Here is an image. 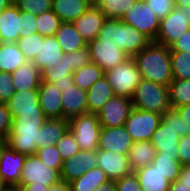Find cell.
<instances>
[{
    "label": "cell",
    "instance_id": "13",
    "mask_svg": "<svg viewBox=\"0 0 190 191\" xmlns=\"http://www.w3.org/2000/svg\"><path fill=\"white\" fill-rule=\"evenodd\" d=\"M95 167H97V151L80 150L73 157L63 161L61 180L70 183Z\"/></svg>",
    "mask_w": 190,
    "mask_h": 191
},
{
    "label": "cell",
    "instance_id": "50",
    "mask_svg": "<svg viewBox=\"0 0 190 191\" xmlns=\"http://www.w3.org/2000/svg\"><path fill=\"white\" fill-rule=\"evenodd\" d=\"M116 181V191H143L134 172Z\"/></svg>",
    "mask_w": 190,
    "mask_h": 191
},
{
    "label": "cell",
    "instance_id": "43",
    "mask_svg": "<svg viewBox=\"0 0 190 191\" xmlns=\"http://www.w3.org/2000/svg\"><path fill=\"white\" fill-rule=\"evenodd\" d=\"M36 155L44 164H47L59 172L61 171L63 159L61 158L56 145L46 148H39L37 149Z\"/></svg>",
    "mask_w": 190,
    "mask_h": 191
},
{
    "label": "cell",
    "instance_id": "11",
    "mask_svg": "<svg viewBox=\"0 0 190 191\" xmlns=\"http://www.w3.org/2000/svg\"><path fill=\"white\" fill-rule=\"evenodd\" d=\"M133 108L132 99L115 95L97 113L101 127L124 126Z\"/></svg>",
    "mask_w": 190,
    "mask_h": 191
},
{
    "label": "cell",
    "instance_id": "46",
    "mask_svg": "<svg viewBox=\"0 0 190 191\" xmlns=\"http://www.w3.org/2000/svg\"><path fill=\"white\" fill-rule=\"evenodd\" d=\"M159 20L175 9L174 0H144Z\"/></svg>",
    "mask_w": 190,
    "mask_h": 191
},
{
    "label": "cell",
    "instance_id": "25",
    "mask_svg": "<svg viewBox=\"0 0 190 191\" xmlns=\"http://www.w3.org/2000/svg\"><path fill=\"white\" fill-rule=\"evenodd\" d=\"M139 185L143 191H168L170 181L150 163L134 171Z\"/></svg>",
    "mask_w": 190,
    "mask_h": 191
},
{
    "label": "cell",
    "instance_id": "6",
    "mask_svg": "<svg viewBox=\"0 0 190 191\" xmlns=\"http://www.w3.org/2000/svg\"><path fill=\"white\" fill-rule=\"evenodd\" d=\"M69 129L80 150H98L101 125L97 114L86 113L70 118Z\"/></svg>",
    "mask_w": 190,
    "mask_h": 191
},
{
    "label": "cell",
    "instance_id": "9",
    "mask_svg": "<svg viewBox=\"0 0 190 191\" xmlns=\"http://www.w3.org/2000/svg\"><path fill=\"white\" fill-rule=\"evenodd\" d=\"M121 20L135 27L139 32L144 33L152 41H155L159 31L160 20L144 0H135L134 6L124 14Z\"/></svg>",
    "mask_w": 190,
    "mask_h": 191
},
{
    "label": "cell",
    "instance_id": "60",
    "mask_svg": "<svg viewBox=\"0 0 190 191\" xmlns=\"http://www.w3.org/2000/svg\"><path fill=\"white\" fill-rule=\"evenodd\" d=\"M13 3L12 0H0V12L9 7Z\"/></svg>",
    "mask_w": 190,
    "mask_h": 191
},
{
    "label": "cell",
    "instance_id": "39",
    "mask_svg": "<svg viewBox=\"0 0 190 191\" xmlns=\"http://www.w3.org/2000/svg\"><path fill=\"white\" fill-rule=\"evenodd\" d=\"M62 21L59 16L51 9L41 13L36 18V29L40 35L54 36Z\"/></svg>",
    "mask_w": 190,
    "mask_h": 191
},
{
    "label": "cell",
    "instance_id": "21",
    "mask_svg": "<svg viewBox=\"0 0 190 191\" xmlns=\"http://www.w3.org/2000/svg\"><path fill=\"white\" fill-rule=\"evenodd\" d=\"M11 78L16 91L38 89L42 80V72L34 61L26 60L11 73Z\"/></svg>",
    "mask_w": 190,
    "mask_h": 191
},
{
    "label": "cell",
    "instance_id": "41",
    "mask_svg": "<svg viewBox=\"0 0 190 191\" xmlns=\"http://www.w3.org/2000/svg\"><path fill=\"white\" fill-rule=\"evenodd\" d=\"M57 149L61 155L63 161L73 157L80 151V147L77 144L74 135L68 129L65 134L61 137V139L56 144Z\"/></svg>",
    "mask_w": 190,
    "mask_h": 191
},
{
    "label": "cell",
    "instance_id": "55",
    "mask_svg": "<svg viewBox=\"0 0 190 191\" xmlns=\"http://www.w3.org/2000/svg\"><path fill=\"white\" fill-rule=\"evenodd\" d=\"M47 191H71L70 183L60 180L51 185Z\"/></svg>",
    "mask_w": 190,
    "mask_h": 191
},
{
    "label": "cell",
    "instance_id": "59",
    "mask_svg": "<svg viewBox=\"0 0 190 191\" xmlns=\"http://www.w3.org/2000/svg\"><path fill=\"white\" fill-rule=\"evenodd\" d=\"M0 191H22L21 186L18 185H4Z\"/></svg>",
    "mask_w": 190,
    "mask_h": 191
},
{
    "label": "cell",
    "instance_id": "29",
    "mask_svg": "<svg viewBox=\"0 0 190 191\" xmlns=\"http://www.w3.org/2000/svg\"><path fill=\"white\" fill-rule=\"evenodd\" d=\"M54 37L62 48L63 53L68 54L87 46L86 41L76 30L74 24L70 22H62Z\"/></svg>",
    "mask_w": 190,
    "mask_h": 191
},
{
    "label": "cell",
    "instance_id": "63",
    "mask_svg": "<svg viewBox=\"0 0 190 191\" xmlns=\"http://www.w3.org/2000/svg\"><path fill=\"white\" fill-rule=\"evenodd\" d=\"M6 145V140H0V157H1V152L4 146Z\"/></svg>",
    "mask_w": 190,
    "mask_h": 191
},
{
    "label": "cell",
    "instance_id": "32",
    "mask_svg": "<svg viewBox=\"0 0 190 191\" xmlns=\"http://www.w3.org/2000/svg\"><path fill=\"white\" fill-rule=\"evenodd\" d=\"M26 60L16 43L0 42V71L12 73Z\"/></svg>",
    "mask_w": 190,
    "mask_h": 191
},
{
    "label": "cell",
    "instance_id": "22",
    "mask_svg": "<svg viewBox=\"0 0 190 191\" xmlns=\"http://www.w3.org/2000/svg\"><path fill=\"white\" fill-rule=\"evenodd\" d=\"M68 129V119L47 118L38 131L37 149L55 146Z\"/></svg>",
    "mask_w": 190,
    "mask_h": 191
},
{
    "label": "cell",
    "instance_id": "27",
    "mask_svg": "<svg viewBox=\"0 0 190 191\" xmlns=\"http://www.w3.org/2000/svg\"><path fill=\"white\" fill-rule=\"evenodd\" d=\"M63 51L54 36L44 37L41 41V48L35 59V65L42 71L45 68H52L58 64L62 58Z\"/></svg>",
    "mask_w": 190,
    "mask_h": 191
},
{
    "label": "cell",
    "instance_id": "7",
    "mask_svg": "<svg viewBox=\"0 0 190 191\" xmlns=\"http://www.w3.org/2000/svg\"><path fill=\"white\" fill-rule=\"evenodd\" d=\"M190 29V5L176 6L166 17L160 20L155 42L170 46Z\"/></svg>",
    "mask_w": 190,
    "mask_h": 191
},
{
    "label": "cell",
    "instance_id": "4",
    "mask_svg": "<svg viewBox=\"0 0 190 191\" xmlns=\"http://www.w3.org/2000/svg\"><path fill=\"white\" fill-rule=\"evenodd\" d=\"M132 103L136 109L154 112L161 116L172 108L169 88L144 79L137 85Z\"/></svg>",
    "mask_w": 190,
    "mask_h": 191
},
{
    "label": "cell",
    "instance_id": "23",
    "mask_svg": "<svg viewBox=\"0 0 190 191\" xmlns=\"http://www.w3.org/2000/svg\"><path fill=\"white\" fill-rule=\"evenodd\" d=\"M6 104L13 118L19 113L43 111L39 105L38 89L16 91Z\"/></svg>",
    "mask_w": 190,
    "mask_h": 191
},
{
    "label": "cell",
    "instance_id": "2",
    "mask_svg": "<svg viewBox=\"0 0 190 191\" xmlns=\"http://www.w3.org/2000/svg\"><path fill=\"white\" fill-rule=\"evenodd\" d=\"M46 119L43 111L19 113L13 118L6 145L15 152L36 155L38 131Z\"/></svg>",
    "mask_w": 190,
    "mask_h": 191
},
{
    "label": "cell",
    "instance_id": "12",
    "mask_svg": "<svg viewBox=\"0 0 190 191\" xmlns=\"http://www.w3.org/2000/svg\"><path fill=\"white\" fill-rule=\"evenodd\" d=\"M91 61L97 64L104 72L125 63L131 57L117 45L98 44L95 40L87 43Z\"/></svg>",
    "mask_w": 190,
    "mask_h": 191
},
{
    "label": "cell",
    "instance_id": "30",
    "mask_svg": "<svg viewBox=\"0 0 190 191\" xmlns=\"http://www.w3.org/2000/svg\"><path fill=\"white\" fill-rule=\"evenodd\" d=\"M155 155L156 150L149 140L133 142L127 154L131 170L134 172L152 163Z\"/></svg>",
    "mask_w": 190,
    "mask_h": 191
},
{
    "label": "cell",
    "instance_id": "18",
    "mask_svg": "<svg viewBox=\"0 0 190 191\" xmlns=\"http://www.w3.org/2000/svg\"><path fill=\"white\" fill-rule=\"evenodd\" d=\"M38 94L46 118H63L62 91L55 84L41 80Z\"/></svg>",
    "mask_w": 190,
    "mask_h": 191
},
{
    "label": "cell",
    "instance_id": "49",
    "mask_svg": "<svg viewBox=\"0 0 190 191\" xmlns=\"http://www.w3.org/2000/svg\"><path fill=\"white\" fill-rule=\"evenodd\" d=\"M20 16H21V31L19 32L20 37H26L36 33L37 16L35 14L25 11H20Z\"/></svg>",
    "mask_w": 190,
    "mask_h": 191
},
{
    "label": "cell",
    "instance_id": "5",
    "mask_svg": "<svg viewBox=\"0 0 190 191\" xmlns=\"http://www.w3.org/2000/svg\"><path fill=\"white\" fill-rule=\"evenodd\" d=\"M104 76L111 84L115 95L132 99L137 85L142 80L140 71L131 57L125 63L104 72Z\"/></svg>",
    "mask_w": 190,
    "mask_h": 191
},
{
    "label": "cell",
    "instance_id": "61",
    "mask_svg": "<svg viewBox=\"0 0 190 191\" xmlns=\"http://www.w3.org/2000/svg\"><path fill=\"white\" fill-rule=\"evenodd\" d=\"M175 6H188L190 5V0H174Z\"/></svg>",
    "mask_w": 190,
    "mask_h": 191
},
{
    "label": "cell",
    "instance_id": "53",
    "mask_svg": "<svg viewBox=\"0 0 190 191\" xmlns=\"http://www.w3.org/2000/svg\"><path fill=\"white\" fill-rule=\"evenodd\" d=\"M186 125V131H190V103L174 108Z\"/></svg>",
    "mask_w": 190,
    "mask_h": 191
},
{
    "label": "cell",
    "instance_id": "40",
    "mask_svg": "<svg viewBox=\"0 0 190 191\" xmlns=\"http://www.w3.org/2000/svg\"><path fill=\"white\" fill-rule=\"evenodd\" d=\"M41 41H44V36L36 32L30 36L19 37L16 44L24 57L33 61L41 48Z\"/></svg>",
    "mask_w": 190,
    "mask_h": 191
},
{
    "label": "cell",
    "instance_id": "3",
    "mask_svg": "<svg viewBox=\"0 0 190 191\" xmlns=\"http://www.w3.org/2000/svg\"><path fill=\"white\" fill-rule=\"evenodd\" d=\"M94 40L98 44L117 45L130 57L139 53L152 42L144 33L120 19H107L98 37Z\"/></svg>",
    "mask_w": 190,
    "mask_h": 191
},
{
    "label": "cell",
    "instance_id": "10",
    "mask_svg": "<svg viewBox=\"0 0 190 191\" xmlns=\"http://www.w3.org/2000/svg\"><path fill=\"white\" fill-rule=\"evenodd\" d=\"M161 121L162 116L157 113L133 108L124 126L133 142L148 141Z\"/></svg>",
    "mask_w": 190,
    "mask_h": 191
},
{
    "label": "cell",
    "instance_id": "56",
    "mask_svg": "<svg viewBox=\"0 0 190 191\" xmlns=\"http://www.w3.org/2000/svg\"><path fill=\"white\" fill-rule=\"evenodd\" d=\"M95 191H116V181L108 180L101 184Z\"/></svg>",
    "mask_w": 190,
    "mask_h": 191
},
{
    "label": "cell",
    "instance_id": "28",
    "mask_svg": "<svg viewBox=\"0 0 190 191\" xmlns=\"http://www.w3.org/2000/svg\"><path fill=\"white\" fill-rule=\"evenodd\" d=\"M114 96L113 88L105 76L95 81L87 90L88 113L97 114L103 105Z\"/></svg>",
    "mask_w": 190,
    "mask_h": 191
},
{
    "label": "cell",
    "instance_id": "38",
    "mask_svg": "<svg viewBox=\"0 0 190 191\" xmlns=\"http://www.w3.org/2000/svg\"><path fill=\"white\" fill-rule=\"evenodd\" d=\"M173 79H190V52L170 51Z\"/></svg>",
    "mask_w": 190,
    "mask_h": 191
},
{
    "label": "cell",
    "instance_id": "19",
    "mask_svg": "<svg viewBox=\"0 0 190 191\" xmlns=\"http://www.w3.org/2000/svg\"><path fill=\"white\" fill-rule=\"evenodd\" d=\"M62 91L63 119L88 113L87 91L78 86L60 88Z\"/></svg>",
    "mask_w": 190,
    "mask_h": 191
},
{
    "label": "cell",
    "instance_id": "1",
    "mask_svg": "<svg viewBox=\"0 0 190 191\" xmlns=\"http://www.w3.org/2000/svg\"><path fill=\"white\" fill-rule=\"evenodd\" d=\"M132 58L142 79L166 87L172 82L171 54L168 46L152 41Z\"/></svg>",
    "mask_w": 190,
    "mask_h": 191
},
{
    "label": "cell",
    "instance_id": "34",
    "mask_svg": "<svg viewBox=\"0 0 190 191\" xmlns=\"http://www.w3.org/2000/svg\"><path fill=\"white\" fill-rule=\"evenodd\" d=\"M152 164L170 181L174 182L179 179L182 164L178 159V155H162L156 152Z\"/></svg>",
    "mask_w": 190,
    "mask_h": 191
},
{
    "label": "cell",
    "instance_id": "48",
    "mask_svg": "<svg viewBox=\"0 0 190 191\" xmlns=\"http://www.w3.org/2000/svg\"><path fill=\"white\" fill-rule=\"evenodd\" d=\"M13 117L6 103H0V140H6L12 127Z\"/></svg>",
    "mask_w": 190,
    "mask_h": 191
},
{
    "label": "cell",
    "instance_id": "58",
    "mask_svg": "<svg viewBox=\"0 0 190 191\" xmlns=\"http://www.w3.org/2000/svg\"><path fill=\"white\" fill-rule=\"evenodd\" d=\"M168 191H188V189L179 180L170 183Z\"/></svg>",
    "mask_w": 190,
    "mask_h": 191
},
{
    "label": "cell",
    "instance_id": "64",
    "mask_svg": "<svg viewBox=\"0 0 190 191\" xmlns=\"http://www.w3.org/2000/svg\"><path fill=\"white\" fill-rule=\"evenodd\" d=\"M4 185L2 184L1 180H0V189L3 187Z\"/></svg>",
    "mask_w": 190,
    "mask_h": 191
},
{
    "label": "cell",
    "instance_id": "57",
    "mask_svg": "<svg viewBox=\"0 0 190 191\" xmlns=\"http://www.w3.org/2000/svg\"><path fill=\"white\" fill-rule=\"evenodd\" d=\"M50 186L43 185H22L21 190L22 191H47Z\"/></svg>",
    "mask_w": 190,
    "mask_h": 191
},
{
    "label": "cell",
    "instance_id": "51",
    "mask_svg": "<svg viewBox=\"0 0 190 191\" xmlns=\"http://www.w3.org/2000/svg\"><path fill=\"white\" fill-rule=\"evenodd\" d=\"M178 159L183 167L190 165V133L180 137L178 142Z\"/></svg>",
    "mask_w": 190,
    "mask_h": 191
},
{
    "label": "cell",
    "instance_id": "15",
    "mask_svg": "<svg viewBox=\"0 0 190 191\" xmlns=\"http://www.w3.org/2000/svg\"><path fill=\"white\" fill-rule=\"evenodd\" d=\"M26 155L4 146L0 157V180L3 185H19Z\"/></svg>",
    "mask_w": 190,
    "mask_h": 191
},
{
    "label": "cell",
    "instance_id": "44",
    "mask_svg": "<svg viewBox=\"0 0 190 191\" xmlns=\"http://www.w3.org/2000/svg\"><path fill=\"white\" fill-rule=\"evenodd\" d=\"M161 122L165 126H169V128H172L174 131L179 133L180 136H185L190 133V131H186V125L183 119L179 116L178 112L174 108L164 112Z\"/></svg>",
    "mask_w": 190,
    "mask_h": 191
},
{
    "label": "cell",
    "instance_id": "16",
    "mask_svg": "<svg viewBox=\"0 0 190 191\" xmlns=\"http://www.w3.org/2000/svg\"><path fill=\"white\" fill-rule=\"evenodd\" d=\"M133 140L125 126L101 127L98 150H108L121 154H128Z\"/></svg>",
    "mask_w": 190,
    "mask_h": 191
},
{
    "label": "cell",
    "instance_id": "33",
    "mask_svg": "<svg viewBox=\"0 0 190 191\" xmlns=\"http://www.w3.org/2000/svg\"><path fill=\"white\" fill-rule=\"evenodd\" d=\"M109 178L99 167L87 170L79 178L70 182L71 191H95L101 184L107 182Z\"/></svg>",
    "mask_w": 190,
    "mask_h": 191
},
{
    "label": "cell",
    "instance_id": "31",
    "mask_svg": "<svg viewBox=\"0 0 190 191\" xmlns=\"http://www.w3.org/2000/svg\"><path fill=\"white\" fill-rule=\"evenodd\" d=\"M90 5L84 0H53L52 10L62 22L75 21Z\"/></svg>",
    "mask_w": 190,
    "mask_h": 191
},
{
    "label": "cell",
    "instance_id": "54",
    "mask_svg": "<svg viewBox=\"0 0 190 191\" xmlns=\"http://www.w3.org/2000/svg\"><path fill=\"white\" fill-rule=\"evenodd\" d=\"M178 180L190 191V165L182 167Z\"/></svg>",
    "mask_w": 190,
    "mask_h": 191
},
{
    "label": "cell",
    "instance_id": "26",
    "mask_svg": "<svg viewBox=\"0 0 190 191\" xmlns=\"http://www.w3.org/2000/svg\"><path fill=\"white\" fill-rule=\"evenodd\" d=\"M180 137L179 133L161 122L149 141L153 144L156 152L162 155H178Z\"/></svg>",
    "mask_w": 190,
    "mask_h": 191
},
{
    "label": "cell",
    "instance_id": "17",
    "mask_svg": "<svg viewBox=\"0 0 190 191\" xmlns=\"http://www.w3.org/2000/svg\"><path fill=\"white\" fill-rule=\"evenodd\" d=\"M106 20V16L97 6H90L72 23L86 43H89L98 37Z\"/></svg>",
    "mask_w": 190,
    "mask_h": 191
},
{
    "label": "cell",
    "instance_id": "47",
    "mask_svg": "<svg viewBox=\"0 0 190 191\" xmlns=\"http://www.w3.org/2000/svg\"><path fill=\"white\" fill-rule=\"evenodd\" d=\"M15 92L11 73L0 71V103H7Z\"/></svg>",
    "mask_w": 190,
    "mask_h": 191
},
{
    "label": "cell",
    "instance_id": "37",
    "mask_svg": "<svg viewBox=\"0 0 190 191\" xmlns=\"http://www.w3.org/2000/svg\"><path fill=\"white\" fill-rule=\"evenodd\" d=\"M135 0H99L97 7L107 19H120L134 6Z\"/></svg>",
    "mask_w": 190,
    "mask_h": 191
},
{
    "label": "cell",
    "instance_id": "20",
    "mask_svg": "<svg viewBox=\"0 0 190 191\" xmlns=\"http://www.w3.org/2000/svg\"><path fill=\"white\" fill-rule=\"evenodd\" d=\"M21 16L18 7L12 3L0 12V42L16 43L20 37Z\"/></svg>",
    "mask_w": 190,
    "mask_h": 191
},
{
    "label": "cell",
    "instance_id": "62",
    "mask_svg": "<svg viewBox=\"0 0 190 191\" xmlns=\"http://www.w3.org/2000/svg\"><path fill=\"white\" fill-rule=\"evenodd\" d=\"M86 3H88L90 6H97L99 0H84Z\"/></svg>",
    "mask_w": 190,
    "mask_h": 191
},
{
    "label": "cell",
    "instance_id": "45",
    "mask_svg": "<svg viewBox=\"0 0 190 191\" xmlns=\"http://www.w3.org/2000/svg\"><path fill=\"white\" fill-rule=\"evenodd\" d=\"M91 62L92 61L89 54L88 46L68 53V63L74 71L86 66L87 64H90Z\"/></svg>",
    "mask_w": 190,
    "mask_h": 191
},
{
    "label": "cell",
    "instance_id": "14",
    "mask_svg": "<svg viewBox=\"0 0 190 191\" xmlns=\"http://www.w3.org/2000/svg\"><path fill=\"white\" fill-rule=\"evenodd\" d=\"M97 167L106 173L109 180H117L133 172L126 154L108 150H97Z\"/></svg>",
    "mask_w": 190,
    "mask_h": 191
},
{
    "label": "cell",
    "instance_id": "36",
    "mask_svg": "<svg viewBox=\"0 0 190 191\" xmlns=\"http://www.w3.org/2000/svg\"><path fill=\"white\" fill-rule=\"evenodd\" d=\"M168 88L172 108L190 103V79H173Z\"/></svg>",
    "mask_w": 190,
    "mask_h": 191
},
{
    "label": "cell",
    "instance_id": "42",
    "mask_svg": "<svg viewBox=\"0 0 190 191\" xmlns=\"http://www.w3.org/2000/svg\"><path fill=\"white\" fill-rule=\"evenodd\" d=\"M53 0H15L13 3L20 11L30 12L36 16L52 9Z\"/></svg>",
    "mask_w": 190,
    "mask_h": 191
},
{
    "label": "cell",
    "instance_id": "24",
    "mask_svg": "<svg viewBox=\"0 0 190 191\" xmlns=\"http://www.w3.org/2000/svg\"><path fill=\"white\" fill-rule=\"evenodd\" d=\"M61 60L56 66L45 68L41 71L42 81L55 84L59 90L60 88L75 86L72 75L74 70L69 66L68 54L63 53Z\"/></svg>",
    "mask_w": 190,
    "mask_h": 191
},
{
    "label": "cell",
    "instance_id": "35",
    "mask_svg": "<svg viewBox=\"0 0 190 191\" xmlns=\"http://www.w3.org/2000/svg\"><path fill=\"white\" fill-rule=\"evenodd\" d=\"M72 75L75 85L87 91L95 81L104 76V71L97 64L91 62L75 70Z\"/></svg>",
    "mask_w": 190,
    "mask_h": 191
},
{
    "label": "cell",
    "instance_id": "52",
    "mask_svg": "<svg viewBox=\"0 0 190 191\" xmlns=\"http://www.w3.org/2000/svg\"><path fill=\"white\" fill-rule=\"evenodd\" d=\"M170 51L190 52V29L169 46Z\"/></svg>",
    "mask_w": 190,
    "mask_h": 191
},
{
    "label": "cell",
    "instance_id": "8",
    "mask_svg": "<svg viewBox=\"0 0 190 191\" xmlns=\"http://www.w3.org/2000/svg\"><path fill=\"white\" fill-rule=\"evenodd\" d=\"M61 180L60 172L44 164L37 155H26L18 186H51Z\"/></svg>",
    "mask_w": 190,
    "mask_h": 191
}]
</instances>
